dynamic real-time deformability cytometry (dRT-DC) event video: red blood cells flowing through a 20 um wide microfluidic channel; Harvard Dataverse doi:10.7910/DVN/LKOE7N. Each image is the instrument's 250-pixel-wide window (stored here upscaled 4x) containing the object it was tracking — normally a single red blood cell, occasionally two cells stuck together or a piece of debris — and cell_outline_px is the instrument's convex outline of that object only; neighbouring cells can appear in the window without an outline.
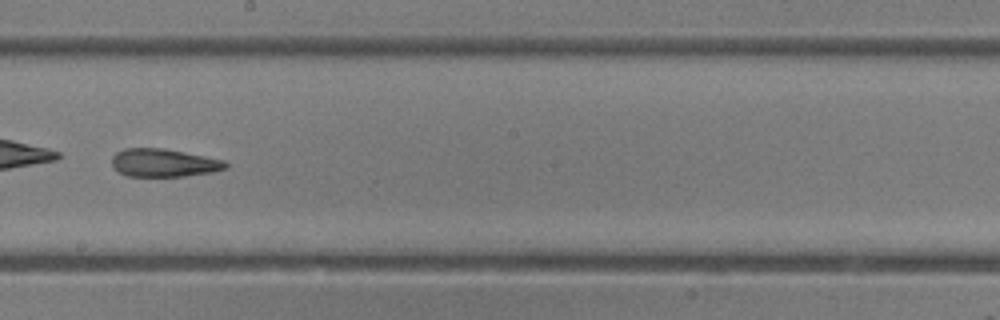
{"species": "common noctule bat (a hibernating species)", "species_latin": "Nyctalus noctula", "temperature_condition": "room temperature", "stored_images_in_passage": 41, "camera_frame_rate_fps": 3000, "um_per_image_px": 0.085, "animal": {"sex": "female"}, "frame": {"image": 1, "passage_image": 24, "time_ms": 7.667, "image_size_px": [1000, 320], "cell_outline_px": [[228, 168], [212, 172], [184, 176], [128, 176], [120, 172], [112, 164], [112, 156], [116, 152], [124, 148], [164, 148], [224, 160], [228, 164]], "centroid_in_image_um": [13.93, 13.83], "position_along_channel_um": 234.3, "area_um2": 18.5}}